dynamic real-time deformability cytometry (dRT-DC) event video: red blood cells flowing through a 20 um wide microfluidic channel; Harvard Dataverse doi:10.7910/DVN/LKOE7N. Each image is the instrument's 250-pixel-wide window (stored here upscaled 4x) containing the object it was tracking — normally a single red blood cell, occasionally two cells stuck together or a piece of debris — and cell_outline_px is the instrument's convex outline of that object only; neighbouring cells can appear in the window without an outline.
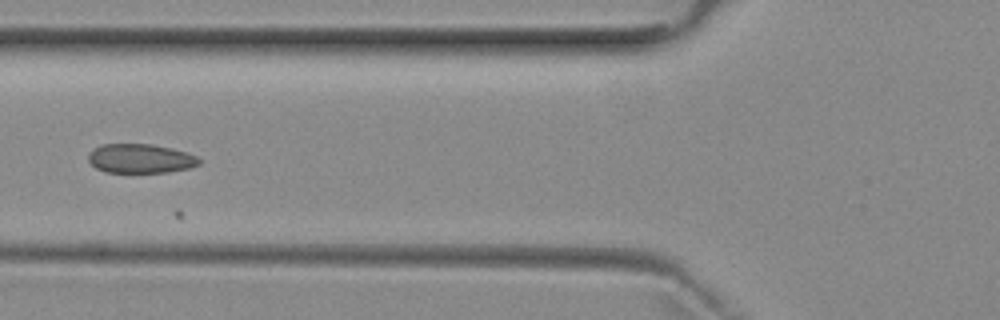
{"species": "common noctule bat (a hibernating species)", "species_latin": "Nyctalus noctula", "temperature_condition": "room temperature", "stored_images_in_passage": 7, "camera_frame_rate_fps": 3000, "um_per_image_px": 0.085, "animal": {"sex": "female", "body_mass_g": 29.2, "forearm_length_mm": 56.3}, "frame": {"image": 1, "passage_image": 6, "time_ms": 6.333, "image_size_px": [1000, 320], "cell_outline_px": [[200, 164], [188, 168], [168, 172], [104, 172], [96, 168], [88, 160], [88, 156], [100, 144], [152, 144], [172, 148], [196, 156], [200, 160]], "centroid_in_image_um": [11.94, 13.47], "position_along_channel_um": 113.9, "area_um2": 18.67}}